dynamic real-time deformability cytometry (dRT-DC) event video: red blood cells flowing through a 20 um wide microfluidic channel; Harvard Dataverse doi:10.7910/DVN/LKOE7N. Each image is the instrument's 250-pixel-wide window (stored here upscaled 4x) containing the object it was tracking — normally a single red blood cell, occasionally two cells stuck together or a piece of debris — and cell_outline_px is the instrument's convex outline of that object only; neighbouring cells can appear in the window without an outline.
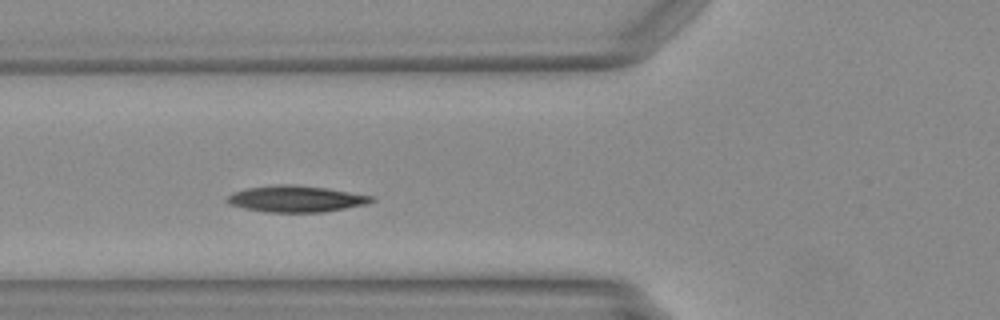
{"species": "Egyptian fruit bat (a non-hibernating species)", "species_latin": "Rousettus aegyptiacus", "temperature_condition": "warm", "stored_images_in_passage": 38, "camera_frame_rate_fps": 3000, "um_per_image_px": 0.085, "animal": {"sex": "female"}, "frame": {"image": 1, "passage_image": 6, "time_ms": 1.667, "image_size_px": [1000, 320], "cell_outline_px": [[376, 200], [368, 204], [324, 212], [268, 212], [244, 208], [228, 204], [224, 200], [228, 196], [236, 192], [248, 188], [276, 184], [296, 184], [328, 188], [372, 196]], "centroid_in_image_um": [25.18, 16.9], "position_along_channel_um": 100.6, "area_um2": 22.25}}